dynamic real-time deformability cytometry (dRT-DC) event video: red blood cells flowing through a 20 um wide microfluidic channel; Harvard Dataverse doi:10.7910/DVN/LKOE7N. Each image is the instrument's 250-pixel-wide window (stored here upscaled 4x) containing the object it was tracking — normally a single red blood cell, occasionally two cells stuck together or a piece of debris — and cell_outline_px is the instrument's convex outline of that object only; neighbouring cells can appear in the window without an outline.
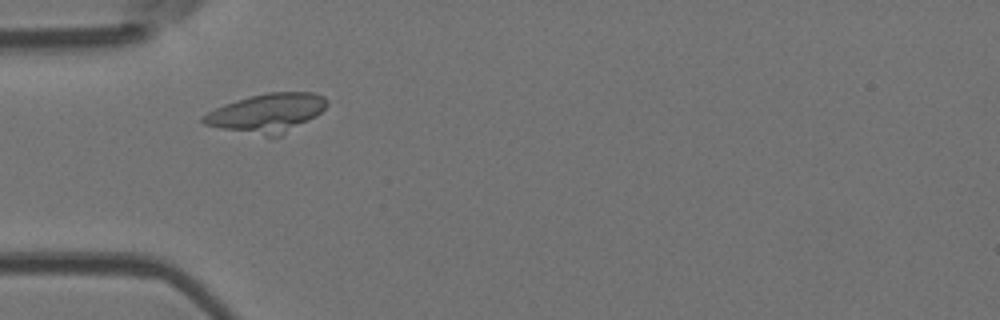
{"species": "Egyptian fruit bat (a non-hibernating species)", "species_latin": "Rousettus aegyptiacus", "temperature_condition": "room temperature", "stored_images_in_passage": 6, "camera_frame_rate_fps": 3000, "um_per_image_px": 0.085, "animal": {"sex": "female"}, "frame": {"image": 1, "passage_image": 2, "time_ms": 2.0, "image_size_px": [1000, 320], "cell_outline_px": [[328, 104], [316, 116], [280, 136], [264, 136], [220, 128], [204, 124], [200, 120], [200, 116], [224, 104], [236, 100], [268, 92], [312, 92], [324, 96], [328, 100]], "centroid_in_image_um": [22.68, 9.6], "position_along_channel_um": 62.3, "area_um2": 27.74}}
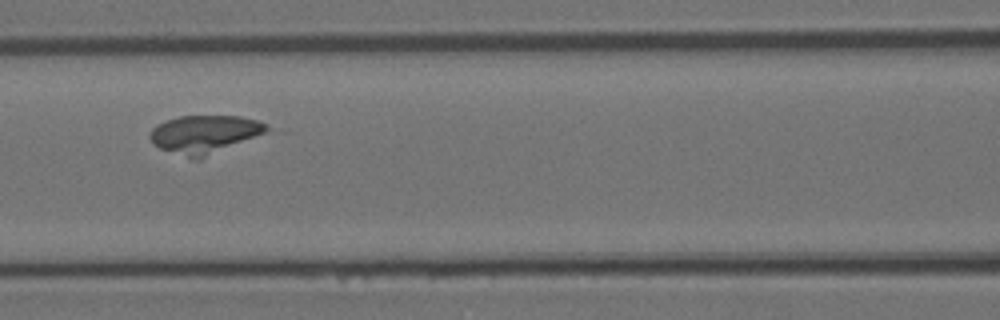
{"frame": {"image": 2, "passage_image": 4, "time_ms": 4.333, "image_size_px": [1000, 320], "cell_outline_px": [[272, 128], [264, 132], [200, 160], [192, 160], [160, 148], [152, 144], [148, 136], [152, 128], [168, 120], [180, 116], [240, 116], [256, 120]], "centroid_in_image_um": [17.33, 11.43], "position_along_channel_um": 149.3, "area_um2": 25.72}}
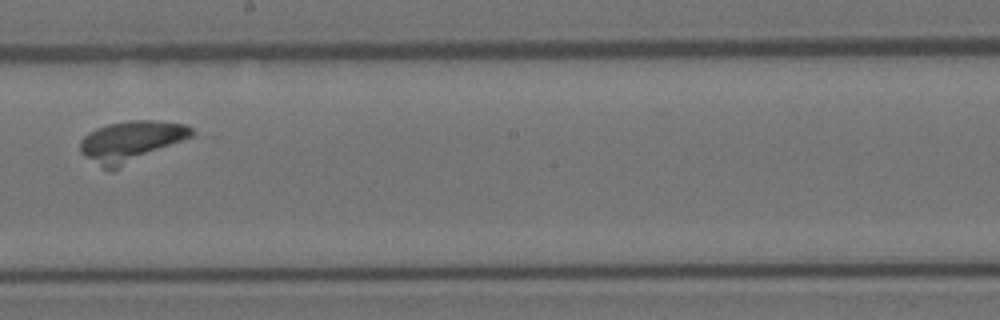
{"frame": {"image": 3, "passage_image": 6, "time_ms": 6.667, "image_size_px": [1000, 320], "cell_outline_px": [[196, 132], [192, 136], [112, 172], [104, 168], [80, 152], [80, 140], [88, 132], [96, 128], [108, 124], [128, 120], [152, 120], [188, 124]], "centroid_in_image_um": [11.14, 12.01], "position_along_channel_um": 237.1, "area_um2": 26.59}}